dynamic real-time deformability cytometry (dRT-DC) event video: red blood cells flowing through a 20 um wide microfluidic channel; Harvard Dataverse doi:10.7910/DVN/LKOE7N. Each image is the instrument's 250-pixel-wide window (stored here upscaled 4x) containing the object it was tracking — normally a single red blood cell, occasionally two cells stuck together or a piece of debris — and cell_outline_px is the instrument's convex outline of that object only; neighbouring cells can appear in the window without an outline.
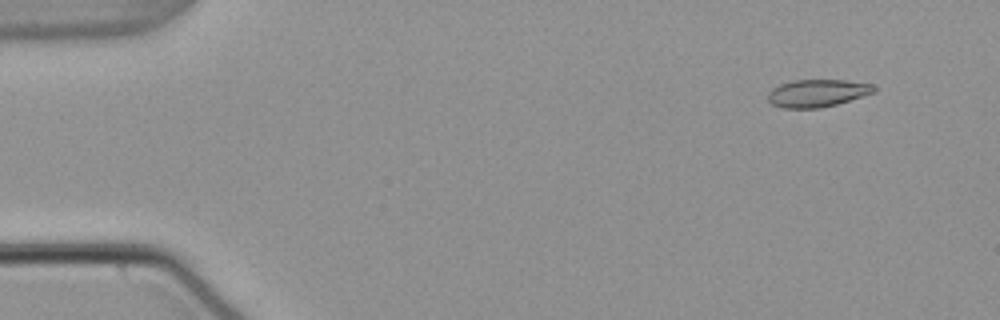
{"species": "common noctule bat (a hibernating species)", "species_latin": "Nyctalus noctula", "temperature_condition": "warm", "stored_images_in_passage": 54, "camera_frame_rate_fps": 3000, "um_per_image_px": 0.085, "animal": {"sex": "male", "body_mass_g": 21.5, "forearm_length_mm": 52.0}, "frame": {"image": 1, "passage_image": 5, "time_ms": 1.333, "image_size_px": [1000, 320], "cell_outline_px": [[876, 92], [836, 104], [820, 108], [784, 108], [772, 104], [768, 100], [768, 92], [772, 88], [780, 84], [792, 80], [844, 80], [872, 84], [876, 88]], "centroid_in_image_um": [69.46, 7.91], "position_along_channel_um": 15.5, "area_um2": 16.99}}
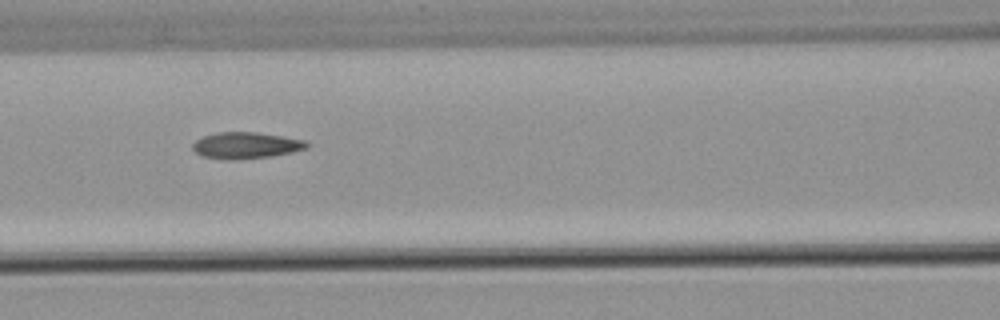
{"frame": {"image": 2, "passage_image": 24, "time_ms": 7.667, "image_size_px": [1000, 320], "cell_outline_px": [[308, 148], [292, 152], [272, 156], [232, 160], [228, 160], [200, 156], [192, 148], [192, 144], [196, 140], [204, 136], [216, 132], [256, 132], [284, 136], [304, 140], [308, 144]], "centroid_in_image_um": [20.89, 12.36], "position_along_channel_um": 145.7, "area_um2": 17.63}}
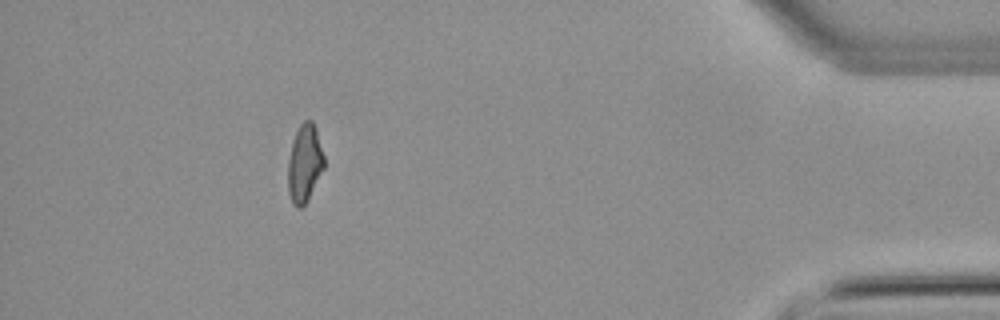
{"frame": {"image": 3, "passage_image": 49, "time_ms": 16.0, "image_size_px": [1000, 320], "cell_outline_px": [[324, 168], [308, 200], [300, 208], [296, 208], [292, 204], [288, 192], [288, 160], [292, 140], [300, 124], [304, 120], [312, 120], [316, 128], [324, 156]], "centroid_in_image_um": [25.88, 13.89], "position_along_channel_um": 409.3, "area_um2": 16.53}, "authors_computed_cell_mechanics": {"area_um2": 17.0799, "velocity_mm_per_s": 3.8371, "shape_relaxation_time_tau1_ms": null, "shape_relaxation_time_tau2_ms": 2.671, "deformation_change_tau1": null, "deformation_change_tau2": 0.1017}}